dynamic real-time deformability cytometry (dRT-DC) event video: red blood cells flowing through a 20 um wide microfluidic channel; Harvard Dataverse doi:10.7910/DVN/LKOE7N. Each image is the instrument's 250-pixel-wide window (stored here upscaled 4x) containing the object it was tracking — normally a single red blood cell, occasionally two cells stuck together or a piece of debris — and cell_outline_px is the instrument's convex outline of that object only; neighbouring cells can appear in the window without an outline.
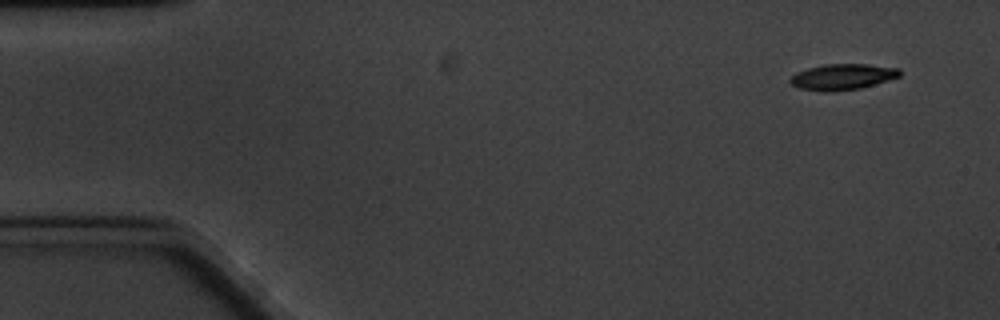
{"species": "common noctule bat (a hibernating species)", "species_latin": "Nyctalus noctula", "temperature_condition": "cold", "stored_images_in_passage": 6, "segment_of_instrument_passage": [1, 2], "camera_frame_rate_fps": 3000, "um_per_image_px": 0.085, "animal": {"sex": "male", "body_mass_g": 20.1, "forearm_length_mm": 53.5}, "frame": {"image": 1, "passage_image": 1, "time_ms": 0.0, "image_size_px": [1000, 320], "cell_outline_px": [[900, 76], [888, 80], [860, 88], [832, 92], [824, 92], [800, 88], [792, 84], [788, 80], [796, 72], [808, 68], [824, 64], [864, 64], [900, 68]], "centroid_in_image_um": [71.59, 6.53], "position_along_channel_um": 13.4, "area_um2": 16.47}}